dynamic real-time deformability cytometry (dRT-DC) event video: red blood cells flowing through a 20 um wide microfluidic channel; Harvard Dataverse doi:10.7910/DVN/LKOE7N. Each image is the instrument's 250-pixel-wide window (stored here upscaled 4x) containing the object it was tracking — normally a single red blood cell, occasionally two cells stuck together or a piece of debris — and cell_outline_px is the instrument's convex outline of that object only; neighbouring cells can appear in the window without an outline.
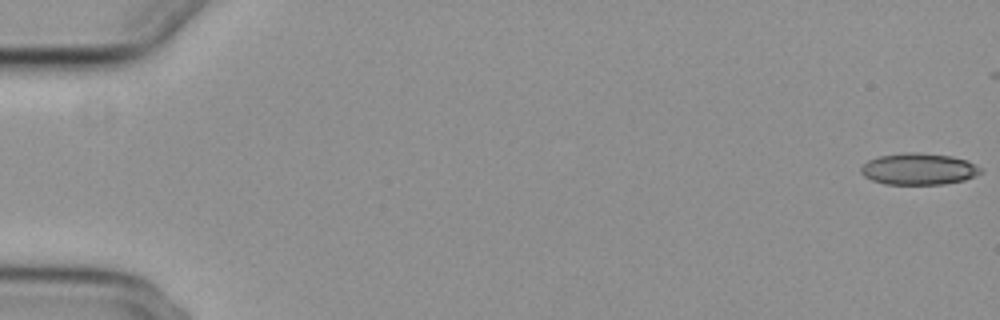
{"species": "common noctule bat (a hibernating species)", "species_latin": "Nyctalus noctula", "temperature_condition": "cold", "stored_images_in_passage": 26, "camera_frame_rate_fps": 3000, "um_per_image_px": 0.085, "animal": {"sex": "female", "body_mass_g": 29.2, "forearm_length_mm": 56.3}, "frame": {"image": 1, "passage_image": 1, "time_ms": 0.0, "image_size_px": [1000, 320], "cell_outline_px": [[984, 172], [976, 176], [964, 180], [944, 184], [884, 184], [872, 180], [864, 176], [860, 172], [860, 168], [868, 160], [876, 156], [904, 152], [920, 152], [952, 156], [968, 160], [980, 168]], "centroid_in_image_um": [78.09, 14.35], "position_along_channel_um": 6.9, "area_um2": 22.31}}
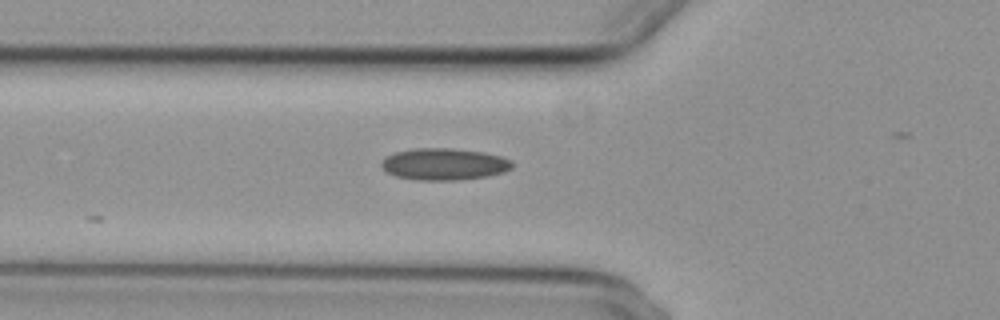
{"frame": {"image": 2, "passage_image": 21, "time_ms": 6.667, "image_size_px": [1000, 320], "cell_outline_px": [[512, 168], [504, 172], [488, 176], [460, 180], [416, 180], [396, 176], [384, 172], [380, 168], [380, 164], [388, 156], [396, 152], [412, 148], [452, 148], [484, 152], [500, 156], [512, 160]], "centroid_in_image_um": [37.74, 13.96], "position_along_channel_um": 88.1, "area_um2": 24.45}}
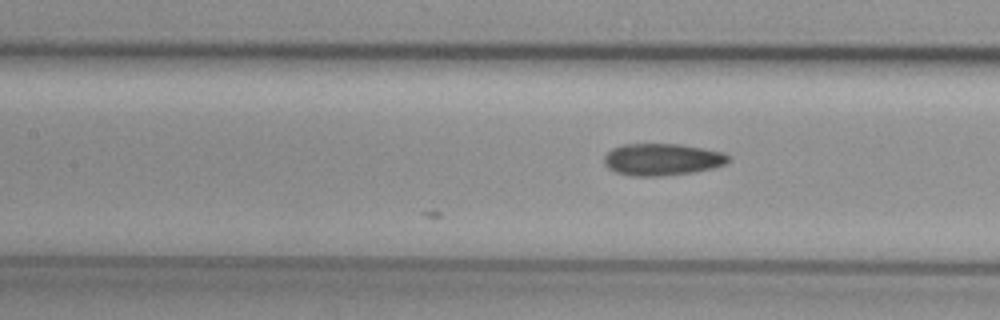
{"frame": {"image": 3, "passage_image": 26, "time_ms": 8.333, "image_size_px": [1000, 320], "cell_outline_px": [[732, 160], [724, 164], [712, 168], [696, 172], [660, 176], [632, 176], [616, 172], [608, 168], [604, 164], [604, 156], [612, 148], [624, 144], [680, 144], [724, 152]], "centroid_in_image_um": [56.28, 13.55], "position_along_channel_um": 151.1, "area_um2": 23.24}}